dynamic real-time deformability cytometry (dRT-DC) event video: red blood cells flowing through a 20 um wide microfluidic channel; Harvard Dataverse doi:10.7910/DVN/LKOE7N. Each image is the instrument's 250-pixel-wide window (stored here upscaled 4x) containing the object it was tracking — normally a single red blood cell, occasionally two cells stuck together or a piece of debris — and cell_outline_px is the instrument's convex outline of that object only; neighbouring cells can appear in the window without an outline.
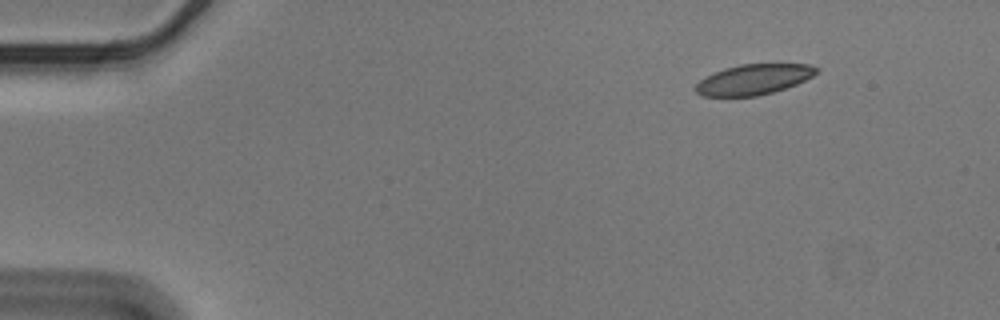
{"species": "Egyptian fruit bat (a non-hibernating species)", "species_latin": "Rousettus aegyptiacus", "temperature_condition": "cold", "stored_images_in_passage": 51, "camera_frame_rate_fps": 3000, "um_per_image_px": 0.085, "animal": {"sex": "male"}, "frame": {"image": 1, "passage_image": 1, "time_ms": 0.0, "image_size_px": [1000, 320], "cell_outline_px": [[820, 72], [796, 84], [772, 92], [756, 96], [704, 96], [696, 92], [692, 88], [700, 80], [724, 68], [740, 64], [812, 64], [820, 68]], "centroid_in_image_um": [64.08, 6.74], "position_along_channel_um": 20.9, "area_um2": 21.33}}
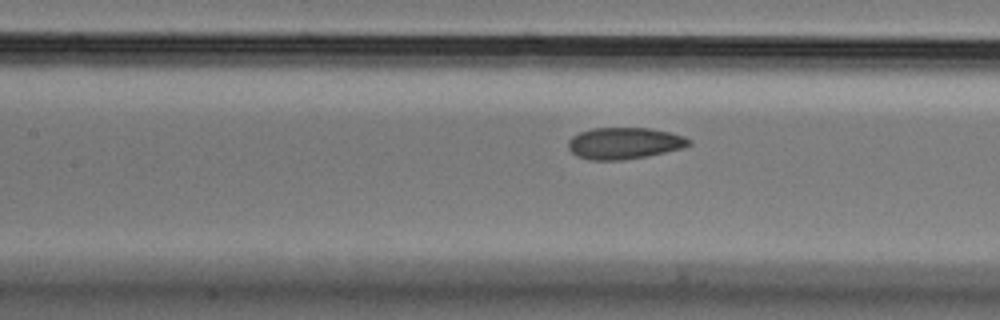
{"frame": {"image": 2, "passage_image": 20, "time_ms": 6.333, "image_size_px": [1000, 320], "cell_outline_px": [[692, 144], [684, 148], [648, 156], [624, 160], [588, 160], [576, 156], [568, 148], [568, 140], [572, 136], [580, 132], [592, 128], [648, 128], [668, 132], [684, 136], [692, 140]], "centroid_in_image_um": [53.07, 12.18], "position_along_channel_um": 154.3, "area_um2": 22.43}}
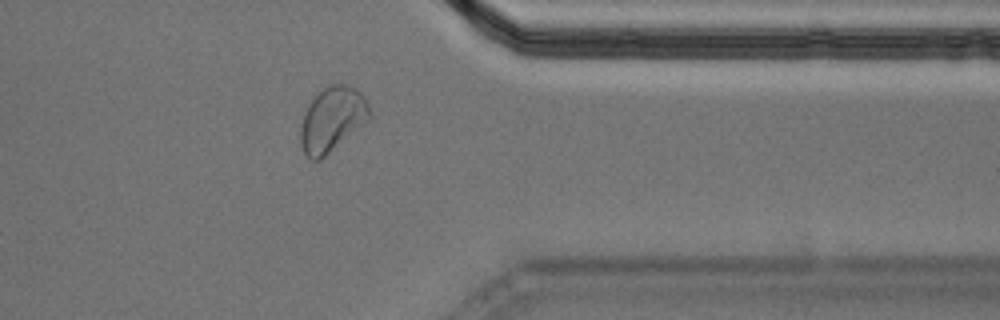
{"frame": {"image": 3, "passage_image": 40, "time_ms": 13.0, "image_size_px": [1000, 320], "cell_outline_px": [[372, 116], [368, 120], [320, 160], [312, 160], [304, 152], [300, 140], [300, 128], [304, 112], [308, 104], [328, 84], [344, 84], [356, 88], [364, 96], [372, 112]], "centroid_in_image_um": [28.24, 10.12], "position_along_channel_um": 383.2, "area_um2": 25.78}, "authors_computed_cell_mechanics": {"area_um2": 22.7732, "velocity_mm_per_s": 3.5485, "shape_relaxation_time_tau1_ms": 5.2607, "shape_relaxation_time_tau2_ms": 1.0126, "deformation_change_tau1": 0.1202, "deformation_change_tau2": 0.052}}